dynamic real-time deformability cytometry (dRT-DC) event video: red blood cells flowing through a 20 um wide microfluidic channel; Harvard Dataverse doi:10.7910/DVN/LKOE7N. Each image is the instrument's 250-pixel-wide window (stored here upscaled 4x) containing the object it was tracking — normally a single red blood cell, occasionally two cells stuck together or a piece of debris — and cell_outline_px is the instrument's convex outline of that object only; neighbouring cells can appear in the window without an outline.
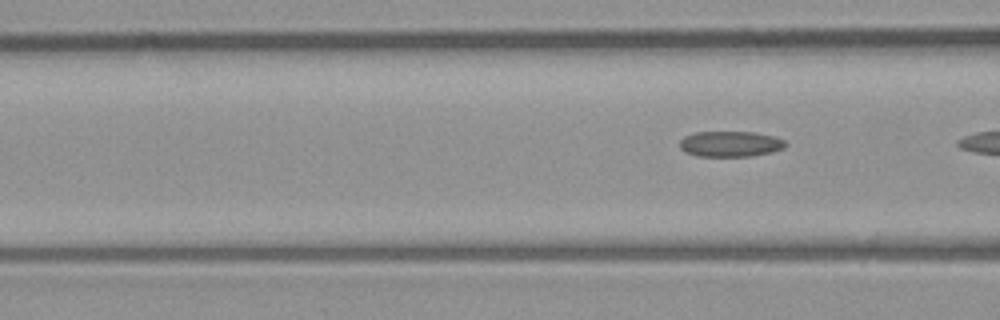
{"species": "common noctule bat (a hibernating species)", "species_latin": "Nyctalus noctula", "temperature_condition": "room temperature", "stored_images_in_passage": 5, "camera_frame_rate_fps": 3000, "um_per_image_px": 0.085, "animal": {"sex": "male", "body_mass_g": 23.1, "forearm_length_mm": 52.7}, "frame": {"image": 1, "passage_image": 5, "time_ms": 4.667, "image_size_px": [1000, 320], "cell_outline_px": [[788, 144], [784, 148], [772, 152], [752, 156], [696, 156], [684, 152], [680, 148], [680, 140], [684, 136], [696, 132], [756, 132], [776, 136], [784, 140]], "centroid_in_image_um": [62.1, 12.23], "position_along_channel_um": 104.5, "area_um2": 16.01}}